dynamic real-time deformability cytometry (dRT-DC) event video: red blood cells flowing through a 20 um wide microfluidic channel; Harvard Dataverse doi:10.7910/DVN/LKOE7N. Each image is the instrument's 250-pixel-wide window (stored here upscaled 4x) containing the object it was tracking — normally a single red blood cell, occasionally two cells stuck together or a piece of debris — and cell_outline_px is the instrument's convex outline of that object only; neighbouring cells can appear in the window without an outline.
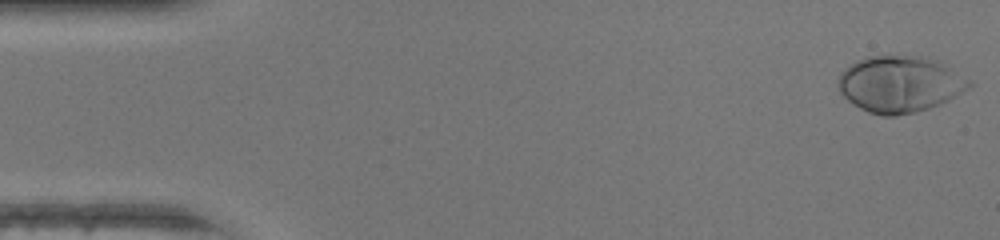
{"species": "human", "species_latin": "Homo sapiens", "temperature_condition": "warm", "stored_images_in_passage": 47, "camera_frame_rate_fps": 3000, "um_per_image_px": 0.085, "donor": {"sex": "female"}, "frame": {"image": 1, "passage_image": 1, "time_ms": 0.0, "image_size_px": [1000, 240], "cell_outline_px": [[976, 84], [948, 100], [940, 104], [916, 112], [896, 116], [880, 116], [868, 112], [860, 108], [848, 100], [840, 92], [836, 84], [836, 80], [840, 72], [844, 68], [856, 60], [868, 56], [928, 56], [936, 60], [972, 80]], "centroid_in_image_um": [76.47, 7.15], "position_along_channel_um": 8.5, "area_um2": 43.47}}
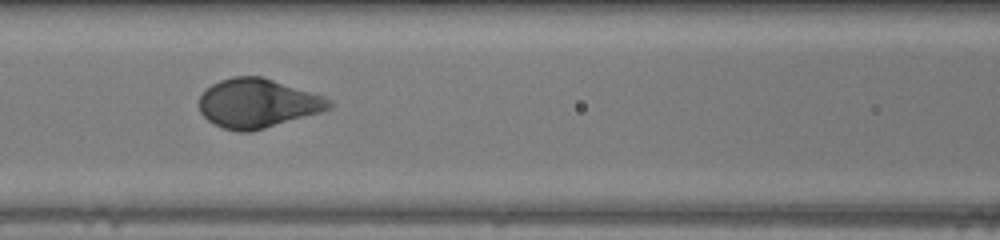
{"frame": {"image": 2, "passage_image": 20, "time_ms": 6.333, "image_size_px": [1000, 240], "cell_outline_px": [[332, 108], [320, 112], [252, 132], [240, 132], [224, 128], [208, 120], [200, 112], [200, 96], [212, 84], [220, 80], [232, 76], [260, 76], [324, 96], [332, 100]], "centroid_in_image_um": [21.91, 8.78], "position_along_channel_um": 144.7, "area_um2": 36.88}}
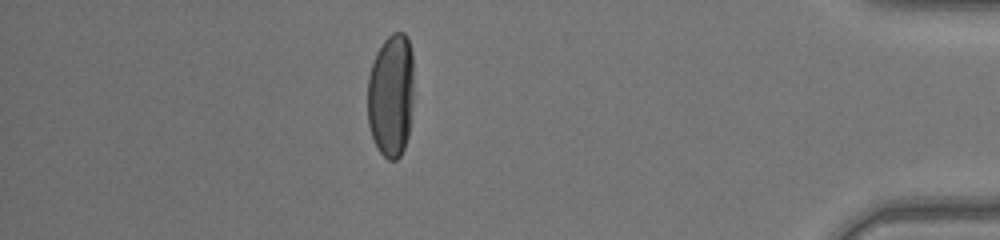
{"frame": {"image": 3, "passage_image": 41, "time_ms": 13.333, "image_size_px": [1000, 240], "cell_outline_px": [[412, 104], [408, 136], [404, 148], [400, 156], [396, 160], [388, 160], [376, 148], [368, 124], [368, 76], [376, 52], [384, 40], [392, 32], [404, 32], [408, 36], [412, 52]], "centroid_in_image_um": [33.23, 8.09], "position_along_channel_um": 402.0, "area_um2": 33.52}, "authors_computed_cell_mechanics": {"area_um2": 37.6278, "velocity_mm_per_s": 4.3474, "shape_relaxation_time_tau1_ms": 2.3374, "shape_relaxation_time_tau2_ms": null, "deformation_change_tau1": 0.2069, "deformation_change_tau2": null}}